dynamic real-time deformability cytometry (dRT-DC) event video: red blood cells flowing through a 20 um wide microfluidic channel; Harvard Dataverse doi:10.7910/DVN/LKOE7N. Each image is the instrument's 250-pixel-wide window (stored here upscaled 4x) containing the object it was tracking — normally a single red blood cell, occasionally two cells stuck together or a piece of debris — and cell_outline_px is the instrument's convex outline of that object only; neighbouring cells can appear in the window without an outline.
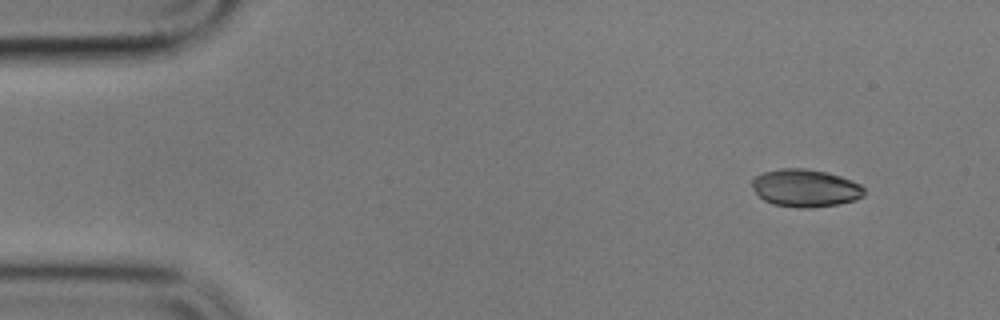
{"species": "common noctule bat (a hibernating species)", "species_latin": "Nyctalus noctula", "temperature_condition": "cold", "stored_images_in_passage": 4, "camera_frame_rate_fps": 3000, "um_per_image_px": 0.085, "animal": {"sex": "male", "body_mass_g": 17.9}, "frame": {"image": 1, "passage_image": 1, "time_ms": 0.0, "image_size_px": [1000, 320], "cell_outline_px": [[864, 196], [856, 200], [840, 204], [808, 208], [800, 208], [772, 204], [764, 200], [752, 188], [752, 180], [756, 176], [764, 172], [780, 168], [804, 168], [824, 172], [840, 176], [852, 180], [860, 184], [864, 188]], "centroid_in_image_um": [68.47, 15.99], "position_along_channel_um": 16.5, "area_um2": 24.62}}
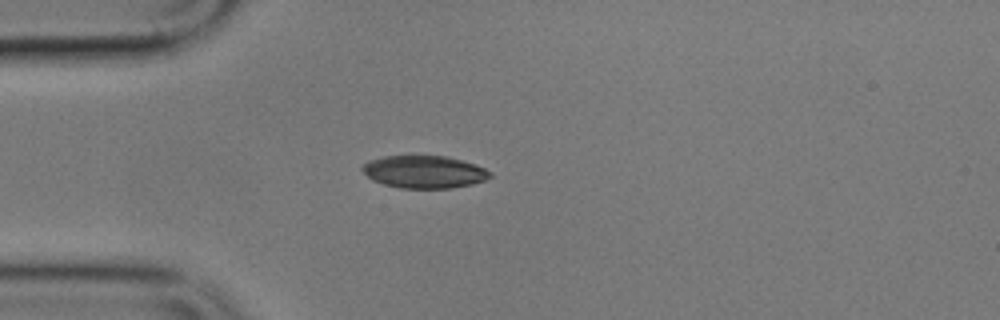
{"frame": {"image": 2, "passage_image": 4, "time_ms": 3.333, "image_size_px": [1000, 320], "cell_outline_px": [[492, 176], [484, 180], [472, 184], [452, 188], [400, 188], [384, 184], [372, 180], [360, 168], [368, 160], [384, 156], [448, 156], [476, 164], [492, 172]], "centroid_in_image_um": [36.07, 14.6], "position_along_channel_um": 48.9, "area_um2": 24.28}}